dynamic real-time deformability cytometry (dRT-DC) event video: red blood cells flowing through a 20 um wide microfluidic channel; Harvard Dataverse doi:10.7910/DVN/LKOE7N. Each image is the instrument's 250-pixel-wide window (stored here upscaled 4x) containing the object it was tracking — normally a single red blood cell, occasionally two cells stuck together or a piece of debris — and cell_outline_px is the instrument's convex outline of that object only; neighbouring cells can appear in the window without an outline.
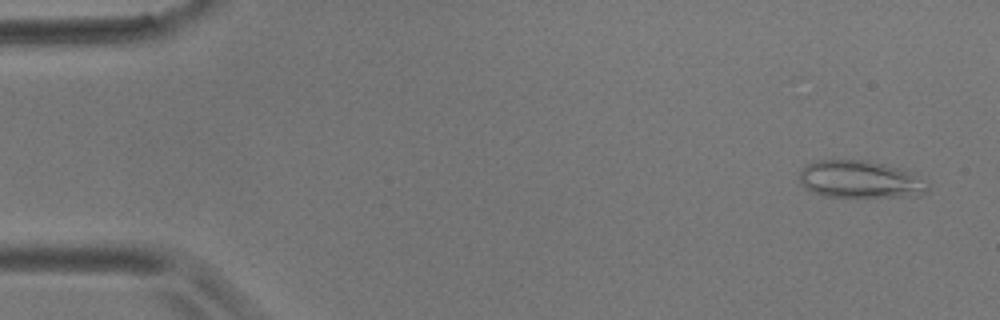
{"species": "common noctule bat (a hibernating species)", "species_latin": "Nyctalus noctula", "temperature_condition": "room temperature", "stored_images_in_passage": 55, "camera_frame_rate_fps": 3000, "um_per_image_px": 0.085, "animal": {"sex": "male", "body_mass_g": 17.9}, "frame": {"image": 1, "passage_image": 3, "time_ms": 0.667, "image_size_px": [1000, 320], "cell_outline_px": [[928, 188], [924, 192], [916, 196], [824, 196], [812, 192], [804, 188], [800, 180], [800, 172], [804, 164], [816, 160], [868, 160], [884, 164], [896, 168], [928, 180]], "centroid_in_image_um": [73.06, 15.24], "position_along_channel_um": 11.9, "area_um2": 27.74}}
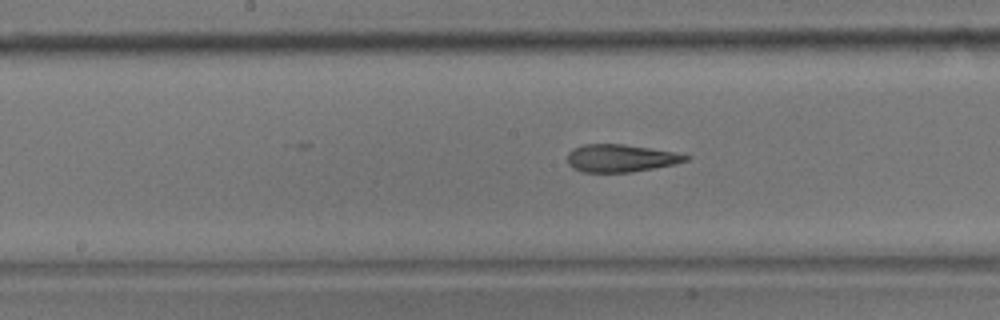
{"frame": {"image": 2, "passage_image": 28, "time_ms": 9.0, "image_size_px": [1000, 320], "cell_outline_px": [[692, 156], [688, 160], [676, 164], [632, 172], [584, 172], [572, 168], [568, 164], [568, 152], [572, 148], [584, 144], [624, 144], [672, 152]], "centroid_in_image_um": [52.74, 13.45], "position_along_channel_um": 195.5, "area_um2": 19.02}}
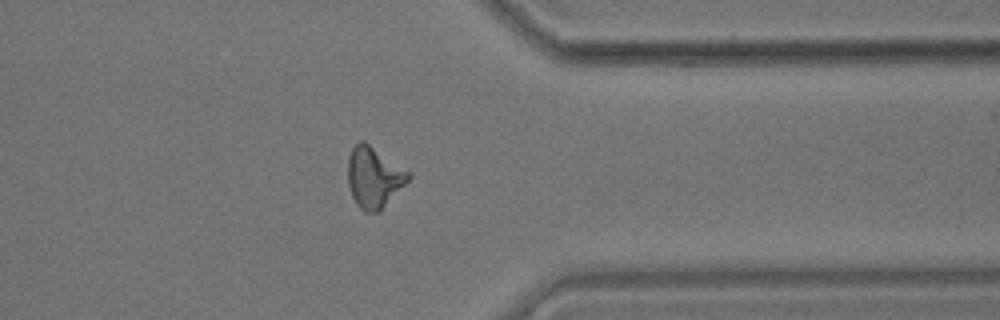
{"frame": {"image": 3, "passage_image": 44, "time_ms": 14.333, "image_size_px": [1000, 320], "cell_outline_px": [[412, 176], [380, 212], [364, 212], [356, 204], [352, 196], [348, 184], [348, 156], [352, 148], [360, 140], [364, 140], [412, 172]], "centroid_in_image_um": [31.8, 15.06], "position_along_channel_um": 379.6, "area_um2": 21.79}, "authors_computed_cell_mechanics": {"area_um2": 20.3456, "velocity_mm_per_s": 3.601, "shape_relaxation_time_tau1_ms": 9.4756, "shape_relaxation_time_tau2_ms": 2.3274, "deformation_change_tau1": 0.244, "deformation_change_tau2": 0.1249}}